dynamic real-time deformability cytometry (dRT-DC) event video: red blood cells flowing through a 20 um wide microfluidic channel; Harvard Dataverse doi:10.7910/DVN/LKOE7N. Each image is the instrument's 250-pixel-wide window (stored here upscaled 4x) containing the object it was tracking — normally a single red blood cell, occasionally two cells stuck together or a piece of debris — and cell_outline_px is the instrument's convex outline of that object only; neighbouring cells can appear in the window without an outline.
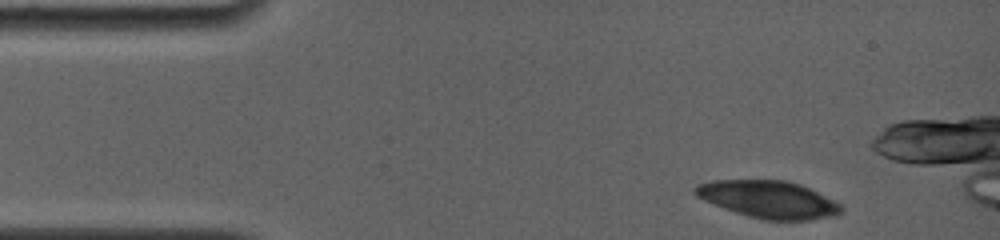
{"species": "common noctule bat (a hibernating species)", "species_latin": "Nyctalus noctula", "temperature_condition": "room temperature", "stored_images_in_passage": 2, "camera_frame_rate_fps": 4000, "um_per_image_px": 0.085, "animal": {"sex": "female", "body_mass_g": 19.0, "forearm_length_mm": 56.7}, "frame": {"image": 1, "passage_image": 1, "time_ms": 0.0, "image_size_px": [1000, 240], "cell_outline_px": [[844, 212], [836, 216], [808, 220], [764, 220], [748, 216], [724, 208], [704, 200], [696, 196], [692, 192], [692, 188], [696, 184], [712, 180], [784, 180], [800, 184], [840, 204], [844, 208]], "centroid_in_image_um": [65.3, 16.95], "position_along_channel_um": 19.7, "area_um2": 31.79}}